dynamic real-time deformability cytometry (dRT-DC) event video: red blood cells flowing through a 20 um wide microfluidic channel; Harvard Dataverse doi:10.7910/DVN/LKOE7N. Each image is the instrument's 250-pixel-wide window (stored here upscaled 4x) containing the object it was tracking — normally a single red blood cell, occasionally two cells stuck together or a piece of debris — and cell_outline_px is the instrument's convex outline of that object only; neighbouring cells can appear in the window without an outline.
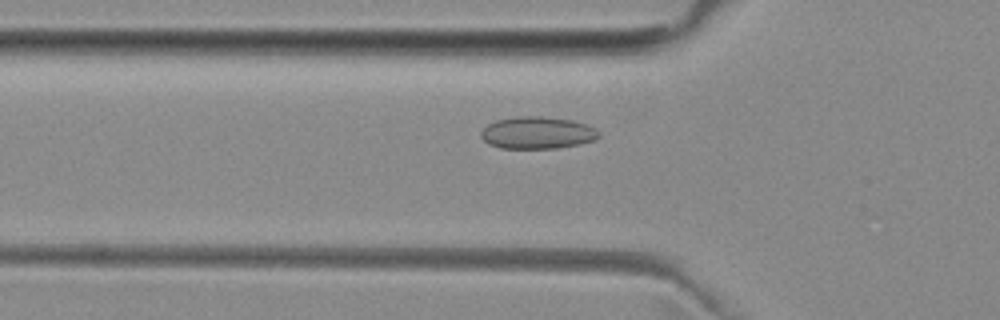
{"species": "common noctule bat (a hibernating species)", "species_latin": "Nyctalus noctula", "temperature_condition": "room temperature", "stored_images_in_passage": 45, "camera_frame_rate_fps": 3000, "um_per_image_px": 0.085, "animal": {"sex": "female", "body_mass_g": 29.2, "forearm_length_mm": 56.3}, "frame": {"image": 1, "passage_image": 14, "time_ms": 4.333, "image_size_px": [1000, 320], "cell_outline_px": [[600, 136], [596, 140], [580, 144], [556, 148], [500, 148], [488, 144], [480, 136], [480, 132], [488, 124], [496, 120], [516, 116], [540, 116], [572, 120], [596, 128], [600, 132]], "centroid_in_image_um": [45.68, 11.28], "position_along_channel_um": 80.1, "area_um2": 22.2}}
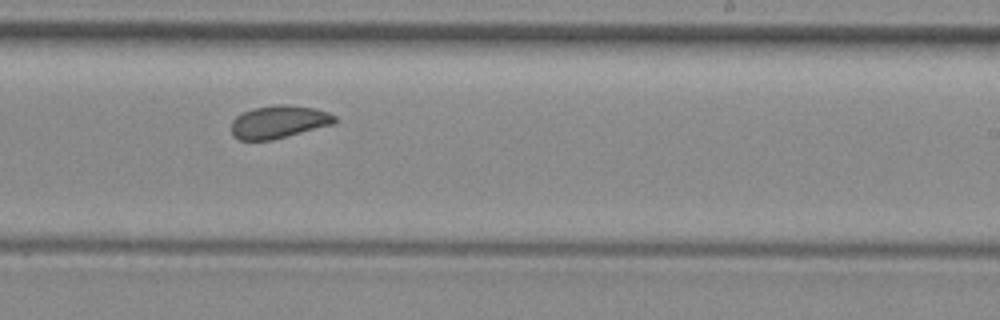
{"frame": {"image": 2, "passage_image": 28, "time_ms": 9.0, "image_size_px": [1000, 320], "cell_outline_px": [[336, 124], [272, 140], [240, 140], [232, 136], [232, 120], [236, 116], [252, 108], [276, 104], [284, 104], [316, 108], [328, 112], [336, 116]], "centroid_in_image_um": [23.72, 10.36], "position_along_channel_um": 265.3, "area_um2": 20.0}}
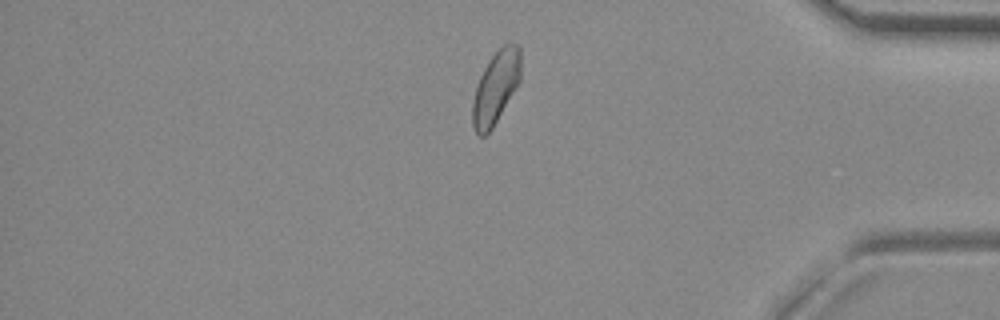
{"frame": {"image": 3, "passage_image": 40, "time_ms": 13.0, "image_size_px": [1000, 320], "cell_outline_px": [[520, 80], [492, 128], [484, 136], [480, 136], [476, 132], [472, 124], [472, 100], [480, 76], [488, 60], [504, 44], [516, 44], [520, 48]], "centroid_in_image_um": [42.12, 7.43], "position_along_channel_um": 393.1, "area_um2": 20.0}, "authors_computed_cell_mechanics": {"area_um2": 20.4034, "velocity_mm_per_s": 3.968, "shape_relaxation_time_tau1_ms": null, "shape_relaxation_time_tau2_ms": 1.9861, "deformation_change_tau1": null, "deformation_change_tau2": 0.0503}}